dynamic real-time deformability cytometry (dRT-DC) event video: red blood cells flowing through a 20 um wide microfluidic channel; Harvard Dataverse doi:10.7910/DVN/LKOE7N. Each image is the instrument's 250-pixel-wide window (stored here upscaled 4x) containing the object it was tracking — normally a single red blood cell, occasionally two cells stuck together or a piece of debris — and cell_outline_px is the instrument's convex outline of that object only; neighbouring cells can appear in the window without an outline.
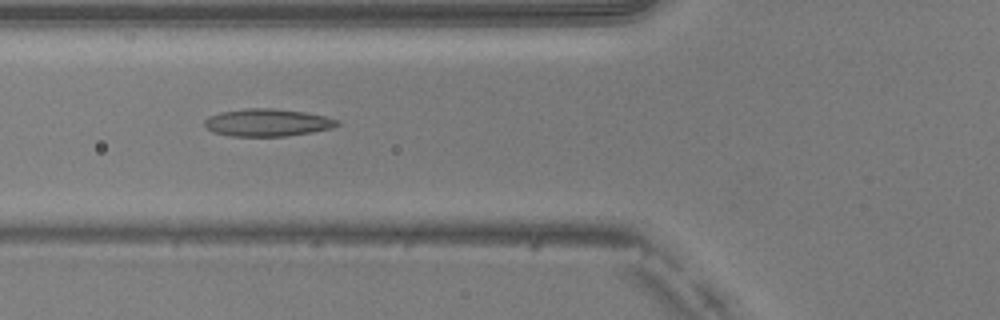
{"species": "common noctule bat (a hibernating species)", "species_latin": "Nyctalus noctula", "temperature_condition": "warm", "stored_images_in_passage": 37, "camera_frame_rate_fps": 3000, "um_per_image_px": 0.085, "animal": {"sex": "male", "body_mass_g": 20.5, "forearm_length_mm": 52.5}, "frame": {"image": 1, "passage_image": 6, "time_ms": 1.667, "image_size_px": [1000, 320], "cell_outline_px": [[340, 124], [332, 128], [312, 132], [284, 136], [232, 136], [212, 132], [204, 124], [204, 120], [208, 116], [220, 112], [244, 108], [272, 108], [304, 112], [324, 116], [340, 120]], "centroid_in_image_um": [22.72, 10.41], "position_along_channel_um": 103.1, "area_um2": 21.27}, "authors_computed_cell_mechanics": {"area_um2": 20.5768, "velocity_mm_per_s": 4.0653, "shape_relaxation_time_tau1_ms": null, "shape_relaxation_time_tau2_ms": 1.9824, "deformation_change_tau1": null, "deformation_change_tau2": 0.1134}}